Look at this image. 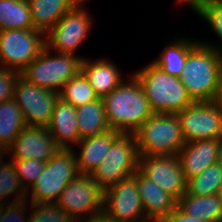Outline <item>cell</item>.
I'll list each match as a JSON object with an SVG mask.
<instances>
[{"label": "cell", "mask_w": 222, "mask_h": 222, "mask_svg": "<svg viewBox=\"0 0 222 222\" xmlns=\"http://www.w3.org/2000/svg\"><path fill=\"white\" fill-rule=\"evenodd\" d=\"M179 78L194 102L216 100L222 83V46L198 43L189 52Z\"/></svg>", "instance_id": "6da1fadb"}, {"label": "cell", "mask_w": 222, "mask_h": 222, "mask_svg": "<svg viewBox=\"0 0 222 222\" xmlns=\"http://www.w3.org/2000/svg\"><path fill=\"white\" fill-rule=\"evenodd\" d=\"M128 81L102 98L108 125L122 134H134L154 114L138 79Z\"/></svg>", "instance_id": "7a4b0ae2"}, {"label": "cell", "mask_w": 222, "mask_h": 222, "mask_svg": "<svg viewBox=\"0 0 222 222\" xmlns=\"http://www.w3.org/2000/svg\"><path fill=\"white\" fill-rule=\"evenodd\" d=\"M133 75L154 113H177L194 103L180 78L165 73L153 61Z\"/></svg>", "instance_id": "3957f363"}, {"label": "cell", "mask_w": 222, "mask_h": 222, "mask_svg": "<svg viewBox=\"0 0 222 222\" xmlns=\"http://www.w3.org/2000/svg\"><path fill=\"white\" fill-rule=\"evenodd\" d=\"M140 156H176L186 143L176 113H154L134 133Z\"/></svg>", "instance_id": "277c9868"}, {"label": "cell", "mask_w": 222, "mask_h": 222, "mask_svg": "<svg viewBox=\"0 0 222 222\" xmlns=\"http://www.w3.org/2000/svg\"><path fill=\"white\" fill-rule=\"evenodd\" d=\"M50 53L51 50L45 46L20 75L36 86L59 93L64 84L81 71L84 58L58 52L52 56Z\"/></svg>", "instance_id": "5b68a950"}, {"label": "cell", "mask_w": 222, "mask_h": 222, "mask_svg": "<svg viewBox=\"0 0 222 222\" xmlns=\"http://www.w3.org/2000/svg\"><path fill=\"white\" fill-rule=\"evenodd\" d=\"M139 166L135 134H121L111 145L99 166L92 172V179L103 189L132 176Z\"/></svg>", "instance_id": "8992f818"}, {"label": "cell", "mask_w": 222, "mask_h": 222, "mask_svg": "<svg viewBox=\"0 0 222 222\" xmlns=\"http://www.w3.org/2000/svg\"><path fill=\"white\" fill-rule=\"evenodd\" d=\"M75 156L72 148L61 149L45 163L41 175L31 186V202H57L67 184L79 175Z\"/></svg>", "instance_id": "52a82bcc"}, {"label": "cell", "mask_w": 222, "mask_h": 222, "mask_svg": "<svg viewBox=\"0 0 222 222\" xmlns=\"http://www.w3.org/2000/svg\"><path fill=\"white\" fill-rule=\"evenodd\" d=\"M103 200L104 190L92 175L79 173L63 189L56 205L75 222L102 214Z\"/></svg>", "instance_id": "ba28073f"}, {"label": "cell", "mask_w": 222, "mask_h": 222, "mask_svg": "<svg viewBox=\"0 0 222 222\" xmlns=\"http://www.w3.org/2000/svg\"><path fill=\"white\" fill-rule=\"evenodd\" d=\"M45 47V34L38 29L0 31V66L22 72Z\"/></svg>", "instance_id": "9c48e42d"}, {"label": "cell", "mask_w": 222, "mask_h": 222, "mask_svg": "<svg viewBox=\"0 0 222 222\" xmlns=\"http://www.w3.org/2000/svg\"><path fill=\"white\" fill-rule=\"evenodd\" d=\"M59 93L28 82L20 74L16 78L14 99L27 126L46 128L51 120Z\"/></svg>", "instance_id": "30bf717a"}, {"label": "cell", "mask_w": 222, "mask_h": 222, "mask_svg": "<svg viewBox=\"0 0 222 222\" xmlns=\"http://www.w3.org/2000/svg\"><path fill=\"white\" fill-rule=\"evenodd\" d=\"M103 214L112 222L146 220L137 179L133 175L104 190Z\"/></svg>", "instance_id": "8fae6325"}, {"label": "cell", "mask_w": 222, "mask_h": 222, "mask_svg": "<svg viewBox=\"0 0 222 222\" xmlns=\"http://www.w3.org/2000/svg\"><path fill=\"white\" fill-rule=\"evenodd\" d=\"M176 114L186 143L222 136V113L215 100L194 102Z\"/></svg>", "instance_id": "7c38bea8"}, {"label": "cell", "mask_w": 222, "mask_h": 222, "mask_svg": "<svg viewBox=\"0 0 222 222\" xmlns=\"http://www.w3.org/2000/svg\"><path fill=\"white\" fill-rule=\"evenodd\" d=\"M89 12L76 5L45 34V46L58 53L73 54L82 45L92 25Z\"/></svg>", "instance_id": "4fadbf2b"}, {"label": "cell", "mask_w": 222, "mask_h": 222, "mask_svg": "<svg viewBox=\"0 0 222 222\" xmlns=\"http://www.w3.org/2000/svg\"><path fill=\"white\" fill-rule=\"evenodd\" d=\"M138 170L176 200L186 193L187 180L178 155L140 156Z\"/></svg>", "instance_id": "5bb4252c"}, {"label": "cell", "mask_w": 222, "mask_h": 222, "mask_svg": "<svg viewBox=\"0 0 222 222\" xmlns=\"http://www.w3.org/2000/svg\"><path fill=\"white\" fill-rule=\"evenodd\" d=\"M61 149L47 128L26 126L7 149V154H11V160L36 159L46 163Z\"/></svg>", "instance_id": "9a60e30c"}, {"label": "cell", "mask_w": 222, "mask_h": 222, "mask_svg": "<svg viewBox=\"0 0 222 222\" xmlns=\"http://www.w3.org/2000/svg\"><path fill=\"white\" fill-rule=\"evenodd\" d=\"M219 139L195 140L185 143L178 157L182 164L185 179L200 174L205 168L218 161Z\"/></svg>", "instance_id": "2e32d148"}, {"label": "cell", "mask_w": 222, "mask_h": 222, "mask_svg": "<svg viewBox=\"0 0 222 222\" xmlns=\"http://www.w3.org/2000/svg\"><path fill=\"white\" fill-rule=\"evenodd\" d=\"M133 176L137 179V186L146 219L164 220L175 210L177 200L171 194L165 192L139 170Z\"/></svg>", "instance_id": "e0dca14e"}, {"label": "cell", "mask_w": 222, "mask_h": 222, "mask_svg": "<svg viewBox=\"0 0 222 222\" xmlns=\"http://www.w3.org/2000/svg\"><path fill=\"white\" fill-rule=\"evenodd\" d=\"M46 128L62 149H71V144L77 145L81 140L76 108L61 98L57 99Z\"/></svg>", "instance_id": "ac0fdd59"}, {"label": "cell", "mask_w": 222, "mask_h": 222, "mask_svg": "<svg viewBox=\"0 0 222 222\" xmlns=\"http://www.w3.org/2000/svg\"><path fill=\"white\" fill-rule=\"evenodd\" d=\"M117 130L109 129L95 136L83 138L78 145L80 155H76V162L80 174H92L106 156L112 143L121 135Z\"/></svg>", "instance_id": "d6986e66"}, {"label": "cell", "mask_w": 222, "mask_h": 222, "mask_svg": "<svg viewBox=\"0 0 222 222\" xmlns=\"http://www.w3.org/2000/svg\"><path fill=\"white\" fill-rule=\"evenodd\" d=\"M81 72L88 79L98 98L107 96L123 82L121 72L117 66L109 60L101 58L93 62L92 60L83 59Z\"/></svg>", "instance_id": "ffe728a7"}, {"label": "cell", "mask_w": 222, "mask_h": 222, "mask_svg": "<svg viewBox=\"0 0 222 222\" xmlns=\"http://www.w3.org/2000/svg\"><path fill=\"white\" fill-rule=\"evenodd\" d=\"M35 29L46 34L76 4L73 0H27Z\"/></svg>", "instance_id": "44dd1931"}, {"label": "cell", "mask_w": 222, "mask_h": 222, "mask_svg": "<svg viewBox=\"0 0 222 222\" xmlns=\"http://www.w3.org/2000/svg\"><path fill=\"white\" fill-rule=\"evenodd\" d=\"M177 207L188 216L205 222H222V204L218 194L193 196L185 193L177 200Z\"/></svg>", "instance_id": "7402d4cb"}, {"label": "cell", "mask_w": 222, "mask_h": 222, "mask_svg": "<svg viewBox=\"0 0 222 222\" xmlns=\"http://www.w3.org/2000/svg\"><path fill=\"white\" fill-rule=\"evenodd\" d=\"M80 139L95 136L110 128L102 98L76 107Z\"/></svg>", "instance_id": "603a6c76"}, {"label": "cell", "mask_w": 222, "mask_h": 222, "mask_svg": "<svg viewBox=\"0 0 222 222\" xmlns=\"http://www.w3.org/2000/svg\"><path fill=\"white\" fill-rule=\"evenodd\" d=\"M199 43L190 39H177L164 48L160 56L153 62L165 73L180 77L189 52Z\"/></svg>", "instance_id": "cb8c5ba5"}, {"label": "cell", "mask_w": 222, "mask_h": 222, "mask_svg": "<svg viewBox=\"0 0 222 222\" xmlns=\"http://www.w3.org/2000/svg\"><path fill=\"white\" fill-rule=\"evenodd\" d=\"M26 126L21 109L14 98L0 102V144L6 150Z\"/></svg>", "instance_id": "d4e9b609"}, {"label": "cell", "mask_w": 222, "mask_h": 222, "mask_svg": "<svg viewBox=\"0 0 222 222\" xmlns=\"http://www.w3.org/2000/svg\"><path fill=\"white\" fill-rule=\"evenodd\" d=\"M33 28V20L27 0H0V31Z\"/></svg>", "instance_id": "484cf974"}, {"label": "cell", "mask_w": 222, "mask_h": 222, "mask_svg": "<svg viewBox=\"0 0 222 222\" xmlns=\"http://www.w3.org/2000/svg\"><path fill=\"white\" fill-rule=\"evenodd\" d=\"M222 186V166L217 162L187 180L186 193L193 196L218 194Z\"/></svg>", "instance_id": "4316f807"}, {"label": "cell", "mask_w": 222, "mask_h": 222, "mask_svg": "<svg viewBox=\"0 0 222 222\" xmlns=\"http://www.w3.org/2000/svg\"><path fill=\"white\" fill-rule=\"evenodd\" d=\"M59 98L76 108L98 99V96L86 76L80 71L64 84L59 92Z\"/></svg>", "instance_id": "83f0119b"}, {"label": "cell", "mask_w": 222, "mask_h": 222, "mask_svg": "<svg viewBox=\"0 0 222 222\" xmlns=\"http://www.w3.org/2000/svg\"><path fill=\"white\" fill-rule=\"evenodd\" d=\"M10 161L7 163L0 160V205L4 204L5 197L10 195L16 196L13 203L28 199V191L22 186L14 163Z\"/></svg>", "instance_id": "f1b7e54d"}, {"label": "cell", "mask_w": 222, "mask_h": 222, "mask_svg": "<svg viewBox=\"0 0 222 222\" xmlns=\"http://www.w3.org/2000/svg\"><path fill=\"white\" fill-rule=\"evenodd\" d=\"M30 222H74L56 203L31 202Z\"/></svg>", "instance_id": "f546056e"}, {"label": "cell", "mask_w": 222, "mask_h": 222, "mask_svg": "<svg viewBox=\"0 0 222 222\" xmlns=\"http://www.w3.org/2000/svg\"><path fill=\"white\" fill-rule=\"evenodd\" d=\"M22 186L28 190V185H33L41 175L45 162L36 159L12 160ZM25 181V182H24ZM26 184V185H25Z\"/></svg>", "instance_id": "4dcf8cb0"}, {"label": "cell", "mask_w": 222, "mask_h": 222, "mask_svg": "<svg viewBox=\"0 0 222 222\" xmlns=\"http://www.w3.org/2000/svg\"><path fill=\"white\" fill-rule=\"evenodd\" d=\"M200 15L211 25L222 42V0H210Z\"/></svg>", "instance_id": "1f68e13d"}, {"label": "cell", "mask_w": 222, "mask_h": 222, "mask_svg": "<svg viewBox=\"0 0 222 222\" xmlns=\"http://www.w3.org/2000/svg\"><path fill=\"white\" fill-rule=\"evenodd\" d=\"M28 200L17 203H4L0 205V222H30V218H24L25 206ZM7 205V206H6Z\"/></svg>", "instance_id": "d6a6232c"}, {"label": "cell", "mask_w": 222, "mask_h": 222, "mask_svg": "<svg viewBox=\"0 0 222 222\" xmlns=\"http://www.w3.org/2000/svg\"><path fill=\"white\" fill-rule=\"evenodd\" d=\"M20 73L0 67V102L14 98L16 78Z\"/></svg>", "instance_id": "836d02e7"}, {"label": "cell", "mask_w": 222, "mask_h": 222, "mask_svg": "<svg viewBox=\"0 0 222 222\" xmlns=\"http://www.w3.org/2000/svg\"><path fill=\"white\" fill-rule=\"evenodd\" d=\"M163 222H205L201 218H196L193 216H188L182 212L178 207L175 208L164 220Z\"/></svg>", "instance_id": "e575fe53"}, {"label": "cell", "mask_w": 222, "mask_h": 222, "mask_svg": "<svg viewBox=\"0 0 222 222\" xmlns=\"http://www.w3.org/2000/svg\"><path fill=\"white\" fill-rule=\"evenodd\" d=\"M180 3H187L190 5V7L193 9V11L197 12L199 15L203 9L205 8V5L210 1V0H178Z\"/></svg>", "instance_id": "d590c367"}, {"label": "cell", "mask_w": 222, "mask_h": 222, "mask_svg": "<svg viewBox=\"0 0 222 222\" xmlns=\"http://www.w3.org/2000/svg\"><path fill=\"white\" fill-rule=\"evenodd\" d=\"M77 222H112L103 213L87 219L78 220Z\"/></svg>", "instance_id": "8d00e7d4"}, {"label": "cell", "mask_w": 222, "mask_h": 222, "mask_svg": "<svg viewBox=\"0 0 222 222\" xmlns=\"http://www.w3.org/2000/svg\"><path fill=\"white\" fill-rule=\"evenodd\" d=\"M221 110V113H222V83H221V86H220V89L218 91V94H217V97H216V100H215Z\"/></svg>", "instance_id": "74e56055"}, {"label": "cell", "mask_w": 222, "mask_h": 222, "mask_svg": "<svg viewBox=\"0 0 222 222\" xmlns=\"http://www.w3.org/2000/svg\"><path fill=\"white\" fill-rule=\"evenodd\" d=\"M217 162L222 166V136L219 138V149H218V161Z\"/></svg>", "instance_id": "f35d334b"}, {"label": "cell", "mask_w": 222, "mask_h": 222, "mask_svg": "<svg viewBox=\"0 0 222 222\" xmlns=\"http://www.w3.org/2000/svg\"><path fill=\"white\" fill-rule=\"evenodd\" d=\"M7 153V150L5 147H3L1 144H0V160H2L3 156Z\"/></svg>", "instance_id": "ab89813d"}, {"label": "cell", "mask_w": 222, "mask_h": 222, "mask_svg": "<svg viewBox=\"0 0 222 222\" xmlns=\"http://www.w3.org/2000/svg\"><path fill=\"white\" fill-rule=\"evenodd\" d=\"M141 222H163V220L146 219V220H143Z\"/></svg>", "instance_id": "60d3db41"}, {"label": "cell", "mask_w": 222, "mask_h": 222, "mask_svg": "<svg viewBox=\"0 0 222 222\" xmlns=\"http://www.w3.org/2000/svg\"><path fill=\"white\" fill-rule=\"evenodd\" d=\"M76 5H82L83 2H86V0H73Z\"/></svg>", "instance_id": "b9f144b4"}, {"label": "cell", "mask_w": 222, "mask_h": 222, "mask_svg": "<svg viewBox=\"0 0 222 222\" xmlns=\"http://www.w3.org/2000/svg\"><path fill=\"white\" fill-rule=\"evenodd\" d=\"M218 196H219V199L221 200V204H222V186L220 187V189L218 191Z\"/></svg>", "instance_id": "7bdbcfd3"}]
</instances>
